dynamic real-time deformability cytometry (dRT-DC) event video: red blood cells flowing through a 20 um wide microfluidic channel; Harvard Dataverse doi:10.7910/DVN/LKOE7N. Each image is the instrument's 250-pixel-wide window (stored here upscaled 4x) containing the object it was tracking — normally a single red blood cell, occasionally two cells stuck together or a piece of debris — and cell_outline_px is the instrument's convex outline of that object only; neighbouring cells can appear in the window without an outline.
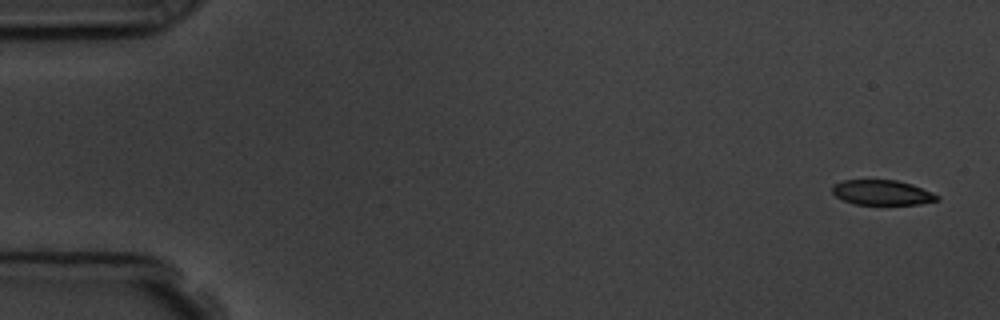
{"species": "common noctule bat (a hibernating species)", "species_latin": "Nyctalus noctula", "temperature_condition": "room temperature", "stored_images_in_passage": 6, "segment_of_instrument_passage": [1, 2], "camera_frame_rate_fps": 3000, "um_per_image_px": 0.085, "animal": {"sex": "male", "body_mass_g": 19.5, "forearm_length_mm": 54.6}, "frame": {"image": 1, "passage_image": 1, "time_ms": 0.0, "image_size_px": [1000, 320], "cell_outline_px": [[940, 200], [920, 204], [856, 204], [844, 200], [836, 196], [832, 192], [832, 184], [844, 180], [896, 180], [912, 184], [940, 196]], "centroid_in_image_um": [74.98, 16.36], "position_along_channel_um": 10.0, "area_um2": 15.2}}